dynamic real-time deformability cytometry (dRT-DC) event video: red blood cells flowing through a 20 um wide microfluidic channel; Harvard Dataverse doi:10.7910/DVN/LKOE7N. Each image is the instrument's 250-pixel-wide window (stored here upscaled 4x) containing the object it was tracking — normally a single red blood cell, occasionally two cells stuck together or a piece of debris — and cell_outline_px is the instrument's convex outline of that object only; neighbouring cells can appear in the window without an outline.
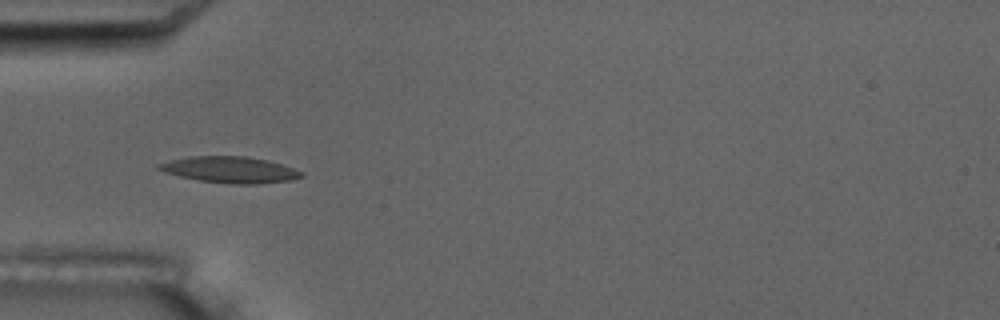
{"species": "common noctule bat (a hibernating species)", "species_latin": "Nyctalus noctula", "temperature_condition": "room temperature", "stored_images_in_passage": 9, "camera_frame_rate_fps": 3000, "um_per_image_px": 0.085, "animal": {"sex": "male", "body_mass_g": 17.5, "forearm_length_mm": 52.3}, "frame": {"image": 1, "passage_image": 6, "time_ms": 5.667, "image_size_px": [1000, 320], "cell_outline_px": [[304, 176], [292, 180], [256, 184], [232, 184], [200, 180], [180, 176], [164, 172], [156, 168], [156, 164], [188, 156], [248, 156], [268, 160], [304, 172]], "centroid_in_image_um": [19.56, 14.42], "position_along_channel_um": 65.4, "area_um2": 21.79}}
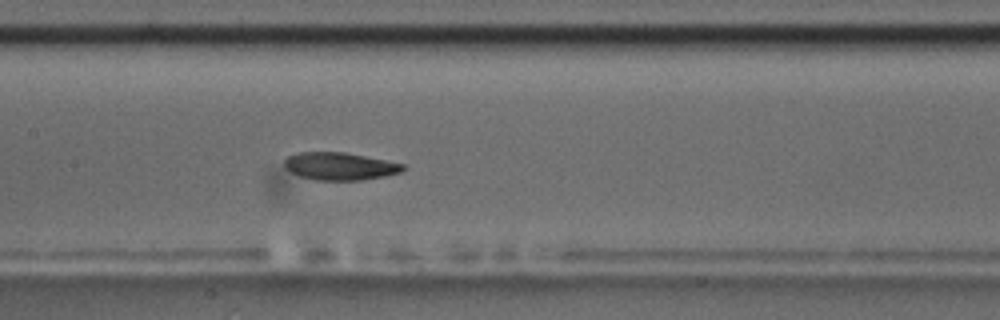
{"frame": {"image": 2, "passage_image": 9, "time_ms": 9.0, "image_size_px": [1000, 320], "cell_outline_px": [[408, 168], [400, 172], [384, 176], [360, 180], [316, 180], [300, 176], [284, 168], [284, 160], [288, 156], [296, 152], [344, 152], [404, 164]], "centroid_in_image_um": [28.86, 14.12], "position_along_channel_um": 178.5, "area_um2": 19.02}}